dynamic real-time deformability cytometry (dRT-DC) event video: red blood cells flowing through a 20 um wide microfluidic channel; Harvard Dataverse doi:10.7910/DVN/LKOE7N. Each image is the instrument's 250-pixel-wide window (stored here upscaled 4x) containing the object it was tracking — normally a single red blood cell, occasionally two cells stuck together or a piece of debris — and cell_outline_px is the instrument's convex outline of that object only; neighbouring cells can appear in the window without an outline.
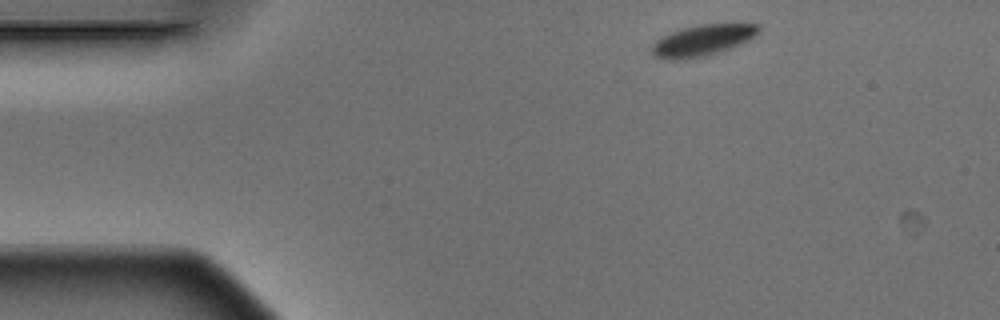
{"species": "Egyptian fruit bat (a non-hibernating species)", "species_latin": "Rousettus aegyptiacus", "temperature_condition": "warm", "stored_images_in_passage": 3, "camera_frame_rate_fps": 3000, "um_per_image_px": 0.085, "animal": {"sex": "male"}, "frame": {"image": 1, "passage_image": 1, "time_ms": 0.0, "image_size_px": [1000, 320], "cell_outline_px": [[760, 32], [752, 40], [704, 56], [684, 60], [668, 60], [656, 56], [652, 52], [652, 44], [656, 40], [672, 32], [684, 28], [700, 24], [760, 24]], "centroid_in_image_um": [59.75, 3.43], "position_along_channel_um": 25.2, "area_um2": 19.25}}